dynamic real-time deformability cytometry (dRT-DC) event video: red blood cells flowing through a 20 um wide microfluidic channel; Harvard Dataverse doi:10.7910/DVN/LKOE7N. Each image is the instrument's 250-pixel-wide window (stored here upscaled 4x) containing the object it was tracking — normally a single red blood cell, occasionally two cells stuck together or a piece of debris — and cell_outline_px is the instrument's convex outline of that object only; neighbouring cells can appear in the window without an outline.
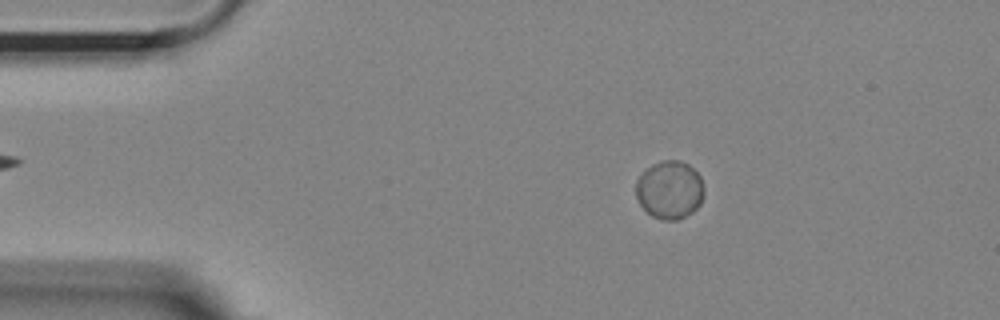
{"species": "Egyptian fruit bat (a non-hibernating species)", "species_latin": "Rousettus aegyptiacus", "temperature_condition": "room temperature", "stored_images_in_passage": 55, "camera_frame_rate_fps": 3000, "um_per_image_px": 0.085, "animal": {"sex": "female"}, "frame": {"image": 1, "passage_image": 10, "time_ms": 3.0, "image_size_px": [1000, 320], "cell_outline_px": [[704, 196], [700, 204], [692, 212], [676, 220], [664, 220], [652, 216], [640, 204], [636, 196], [636, 180], [652, 164], [660, 160], [680, 160], [688, 164], [700, 176], [704, 188]], "centroid_in_image_um": [56.93, 16.13], "position_along_channel_um": 28.1, "area_um2": 23.0}}
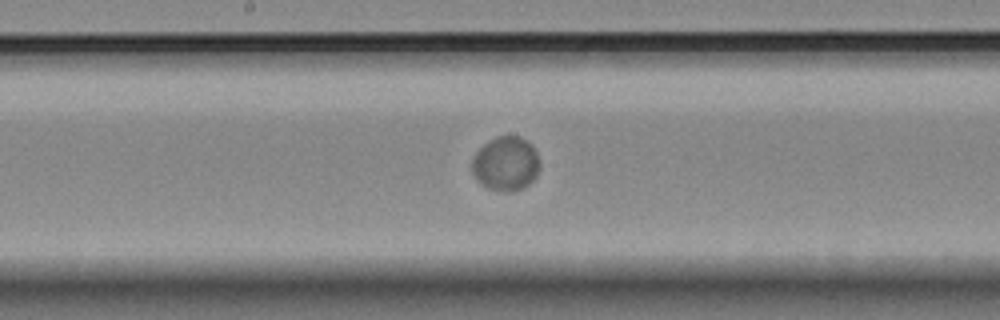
{"frame": {"image": 2, "passage_image": 29, "time_ms": 9.333, "image_size_px": [1000, 320], "cell_outline_px": [[540, 168], [536, 176], [524, 188], [512, 192], [500, 192], [488, 188], [480, 184], [476, 180], [472, 172], [472, 160], [476, 152], [484, 144], [496, 136], [520, 136], [532, 144], [536, 152], [540, 164]], "centroid_in_image_um": [42.99, 13.93], "position_along_channel_um": 205.2, "area_um2": 21.68}}
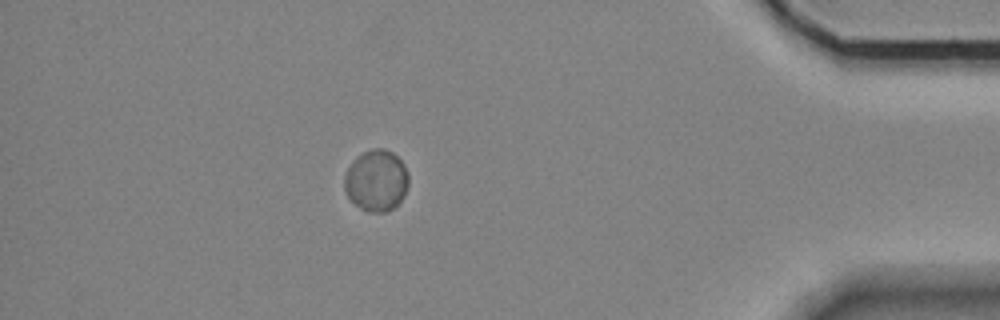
{"frame": {"image": 3, "passage_image": 49, "time_ms": 16.0, "image_size_px": [1000, 320], "cell_outline_px": [[408, 184], [404, 196], [392, 208], [384, 212], [368, 212], [360, 208], [348, 196], [344, 188], [344, 176], [348, 168], [356, 156], [372, 148], [384, 148], [392, 152], [404, 164], [408, 176]], "centroid_in_image_um": [31.98, 15.33], "position_along_channel_um": 403.2, "area_um2": 22.83}, "authors_computed_cell_mechanics": {"area_um2": 22.1952, "velocity_mm_per_s": 3.6026, "shape_relaxation_time_tau1_ms": 1.3555, "shape_relaxation_time_tau2_ms": null, "deformation_change_tau1": 0.0167, "deformation_change_tau2": null}}